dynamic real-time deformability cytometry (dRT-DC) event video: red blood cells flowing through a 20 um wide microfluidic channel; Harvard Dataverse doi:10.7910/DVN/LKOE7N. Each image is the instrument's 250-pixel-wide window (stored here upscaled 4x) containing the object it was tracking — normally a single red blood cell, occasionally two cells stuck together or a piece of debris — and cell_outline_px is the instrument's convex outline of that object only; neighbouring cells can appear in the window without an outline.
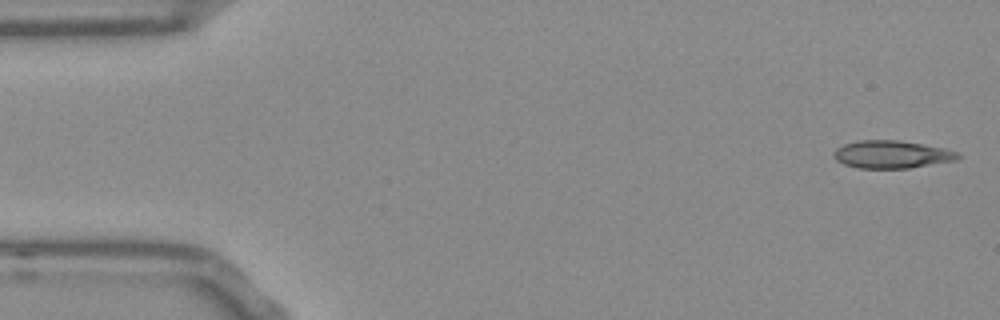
{"species": "Egyptian fruit bat (a non-hibernating species)", "species_latin": "Rousettus aegyptiacus", "temperature_condition": "room temperature", "stored_images_in_passage": 52, "camera_frame_rate_fps": 3000, "um_per_image_px": 0.085, "frame": {"image": 1, "passage_image": 1, "time_ms": 0.0, "image_size_px": [1000, 320], "cell_outline_px": [[960, 156], [956, 160], [908, 168], [856, 168], [844, 164], [836, 160], [832, 156], [836, 148], [844, 144], [856, 140], [900, 140], [944, 148], [956, 152]], "centroid_in_image_um": [75.74, 13.12], "position_along_channel_um": 9.3, "area_um2": 20.0}}
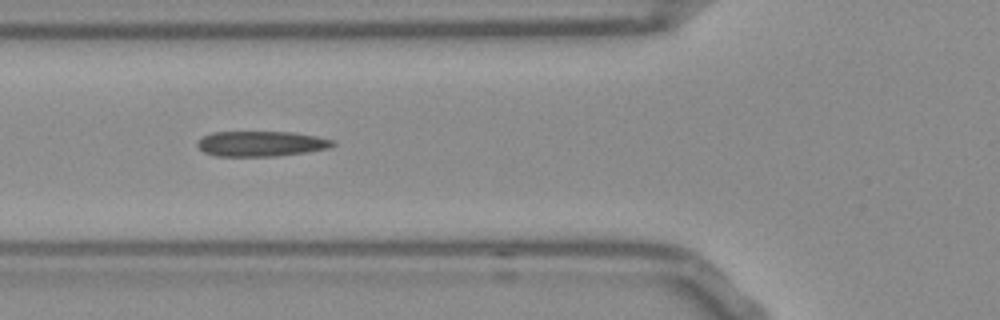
{"frame": {"image": 2, "passage_image": 18, "time_ms": 5.667, "image_size_px": [1000, 320], "cell_outline_px": [[336, 144], [328, 148], [308, 152], [276, 156], [216, 156], [204, 152], [196, 144], [204, 136], [212, 132], [292, 132], [316, 136], [332, 140]], "centroid_in_image_um": [22.2, 12.22], "position_along_channel_um": 103.6, "area_um2": 19.83}}
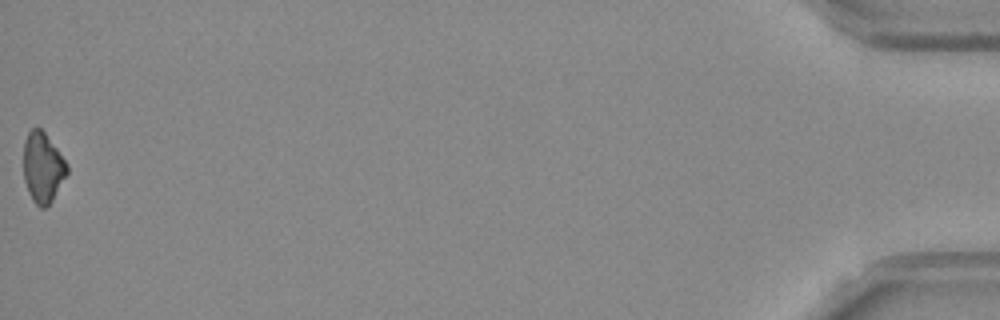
{"frame": {"image": 3, "passage_image": 52, "time_ms": 17.0, "image_size_px": [1000, 320], "cell_outline_px": [[68, 172], [52, 200], [44, 208], [40, 208], [32, 200], [28, 192], [24, 180], [24, 140], [28, 132], [32, 128], [40, 128], [44, 132], [68, 164]], "centroid_in_image_um": [3.62, 14.24], "position_along_channel_um": 431.6, "area_um2": 17.63}, "authors_computed_cell_mechanics": {"area_um2": 19.6809, "velocity_mm_per_s": 3.8223, "shape_relaxation_time_tau1_ms": null, "shape_relaxation_time_tau2_ms": 6.4482, "deformation_change_tau1": null, "deformation_change_tau2": 0.1689}}